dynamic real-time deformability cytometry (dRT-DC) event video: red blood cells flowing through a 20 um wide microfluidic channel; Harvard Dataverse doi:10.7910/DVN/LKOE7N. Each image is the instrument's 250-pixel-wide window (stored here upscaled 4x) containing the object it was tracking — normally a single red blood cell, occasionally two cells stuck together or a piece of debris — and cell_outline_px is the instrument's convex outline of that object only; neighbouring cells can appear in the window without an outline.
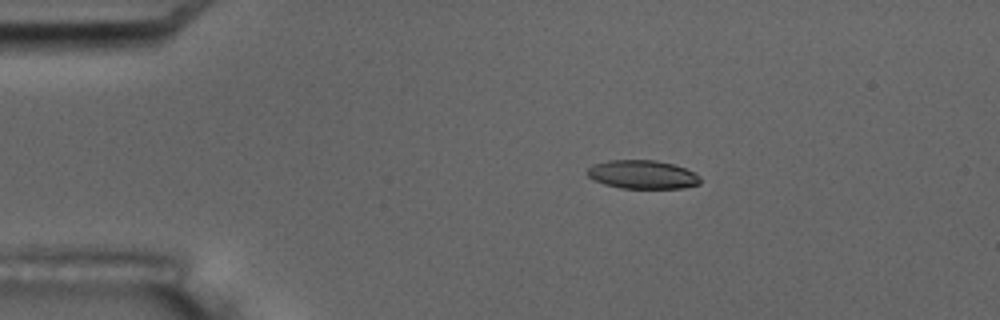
{"species": "common noctule bat (a hibernating species)", "species_latin": "Nyctalus noctula", "temperature_condition": "room temperature", "stored_images_in_passage": 5, "camera_frame_rate_fps": 3000, "um_per_image_px": 0.085, "animal": {"sex": "male", "body_mass_g": 17.5, "forearm_length_mm": 52.3}, "frame": {"image": 1, "passage_image": 4, "time_ms": 3.333, "image_size_px": [1000, 320], "cell_outline_px": [[700, 184], [684, 188], [620, 188], [604, 184], [592, 180], [588, 176], [588, 168], [592, 164], [608, 160], [656, 160], [672, 164], [684, 168], [700, 176]], "centroid_in_image_um": [54.58, 14.84], "position_along_channel_um": 30.4, "area_um2": 18.84}}